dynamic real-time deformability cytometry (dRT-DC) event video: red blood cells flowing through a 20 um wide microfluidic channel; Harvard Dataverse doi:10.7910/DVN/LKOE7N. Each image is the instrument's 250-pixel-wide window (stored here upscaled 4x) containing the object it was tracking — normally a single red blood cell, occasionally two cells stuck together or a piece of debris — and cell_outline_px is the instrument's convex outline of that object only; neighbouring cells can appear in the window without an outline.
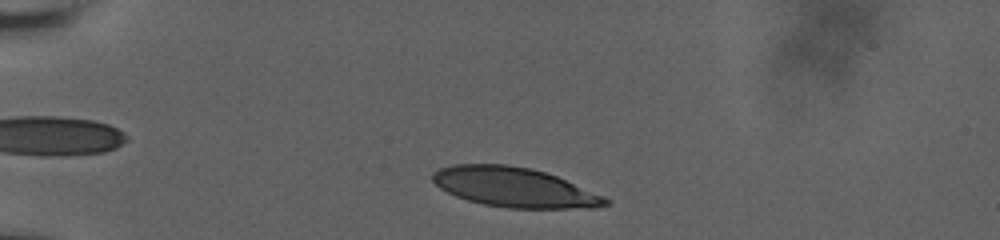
{"species": "human", "species_latin": "Homo sapiens", "temperature_condition": "room temperature", "stored_images_in_passage": 35, "camera_frame_rate_fps": 3000, "um_per_image_px": 0.085, "donor": {"sex": "male"}, "frame": {"image": 1, "passage_image": 2, "time_ms": 0.667, "image_size_px": [1000, 240], "cell_outline_px": [[612, 204], [592, 208], [508, 208], [484, 204], [468, 200], [456, 196], [440, 188], [432, 180], [432, 172], [440, 168], [452, 164], [504, 164], [528, 168], [544, 172], [556, 176], [604, 196], [612, 200]], "centroid_in_image_um": [43.73, 15.92], "position_along_channel_um": 41.3, "area_um2": 39.77}}
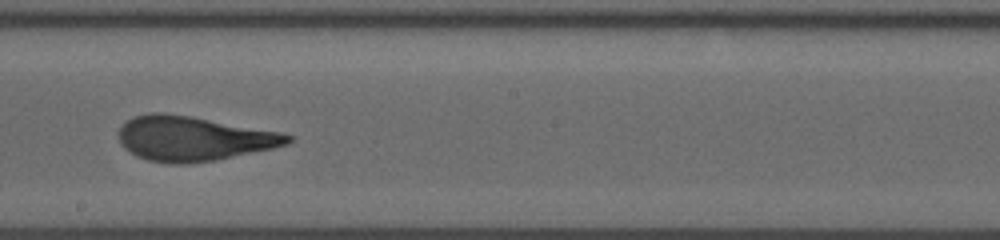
{"frame": {"image": 2, "passage_image": 20, "time_ms": 7.333, "image_size_px": [1000, 240], "cell_outline_px": [[292, 140], [288, 144], [272, 148], [216, 160], [184, 164], [168, 164], [148, 160], [136, 156], [124, 148], [120, 144], [120, 128], [128, 120], [136, 116], [152, 112], [160, 112], [188, 116], [280, 132], [292, 136]], "centroid_in_image_um": [16.41, 11.79], "position_along_channel_um": 231.8, "area_um2": 43.47}}
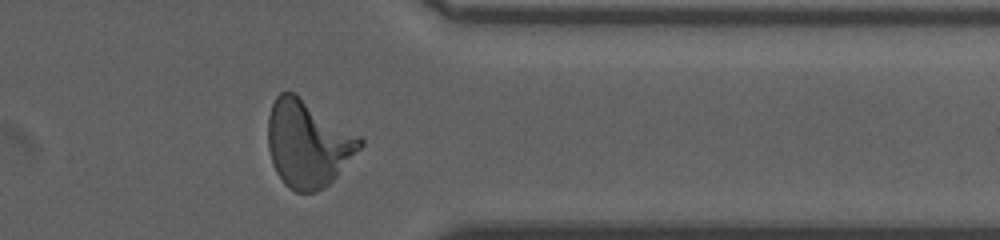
{"frame": {"image": 3, "passage_image": 33, "time_ms": 11.667, "image_size_px": [1000, 240], "cell_outline_px": [[364, 144], [336, 176], [324, 188], [316, 192], [296, 192], [284, 184], [276, 172], [272, 164], [268, 148], [268, 116], [272, 104], [276, 96], [280, 92], [292, 92], [360, 136], [364, 140]], "centroid_in_image_um": [26.14, 12.23], "position_along_channel_um": 385.3, "area_um2": 46.07}, "authors_computed_cell_mechanics": {"area_um2": 43.4656, "velocity_mm_per_s": 3.6671, "shape_relaxation_time_tau1_ms": 5.5438, "shape_relaxation_time_tau2_ms": 0.6452, "deformation_change_tau1": 0.2441, "deformation_change_tau2": 0.0709}}